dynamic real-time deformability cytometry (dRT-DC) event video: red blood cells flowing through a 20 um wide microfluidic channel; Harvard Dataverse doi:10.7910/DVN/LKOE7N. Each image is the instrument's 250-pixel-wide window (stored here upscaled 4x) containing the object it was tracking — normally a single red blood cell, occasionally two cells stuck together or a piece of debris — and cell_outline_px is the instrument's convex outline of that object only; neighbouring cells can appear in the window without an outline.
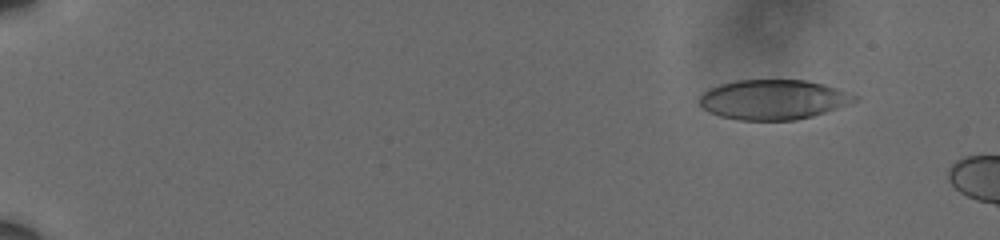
{"species": "human", "species_latin": "Homo sapiens", "temperature_condition": "cold", "stored_images_in_passage": 12, "camera_frame_rate_fps": 3000, "um_per_image_px": 0.085, "donor": {"sex": "male"}, "frame": {"image": 1, "passage_image": 7, "time_ms": 2.0, "image_size_px": [1000, 240], "cell_outline_px": [[860, 100], [812, 116], [796, 120], [740, 120], [720, 116], [704, 108], [700, 104], [700, 96], [704, 92], [720, 84], [736, 80], [804, 80], [824, 84], [860, 96]], "centroid_in_image_um": [65.77, 8.46], "position_along_channel_um": 19.2, "area_um2": 35.78}}